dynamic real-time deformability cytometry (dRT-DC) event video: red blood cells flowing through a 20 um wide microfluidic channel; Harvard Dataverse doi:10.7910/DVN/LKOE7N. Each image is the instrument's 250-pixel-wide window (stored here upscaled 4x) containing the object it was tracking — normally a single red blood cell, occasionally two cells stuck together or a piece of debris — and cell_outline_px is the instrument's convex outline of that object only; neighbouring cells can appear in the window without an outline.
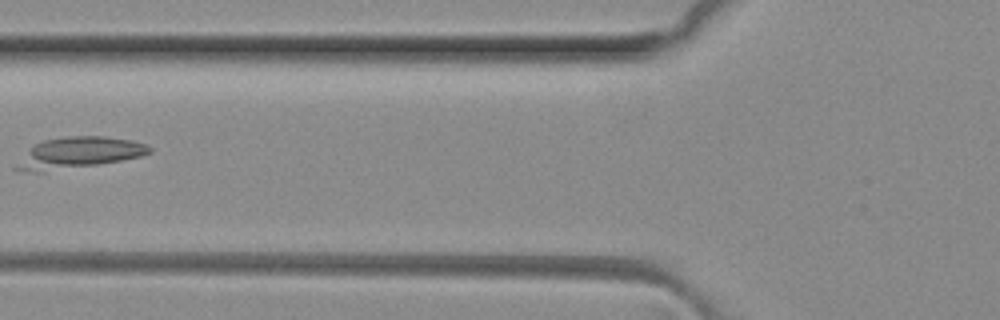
{"species": "common noctule bat (a hibernating species)", "species_latin": "Nyctalus noctula", "temperature_condition": "room temperature", "stored_images_in_passage": 6, "camera_frame_rate_fps": 3000, "um_per_image_px": 0.085, "animal": {"sex": "female", "body_mass_g": 29.2, "forearm_length_mm": 56.3}, "frame": {"image": 1, "passage_image": 6, "time_ms": 1.667, "image_size_px": [1000, 320], "cell_outline_px": [[152, 152], [140, 156], [120, 160], [96, 164], [44, 172], [36, 172], [12, 168], [36, 144], [44, 140], [64, 136], [104, 136], [132, 140], [148, 144], [152, 148]], "centroid_in_image_um": [6.75, 12.97], "position_along_channel_um": 119.1, "area_um2": 23.76}}